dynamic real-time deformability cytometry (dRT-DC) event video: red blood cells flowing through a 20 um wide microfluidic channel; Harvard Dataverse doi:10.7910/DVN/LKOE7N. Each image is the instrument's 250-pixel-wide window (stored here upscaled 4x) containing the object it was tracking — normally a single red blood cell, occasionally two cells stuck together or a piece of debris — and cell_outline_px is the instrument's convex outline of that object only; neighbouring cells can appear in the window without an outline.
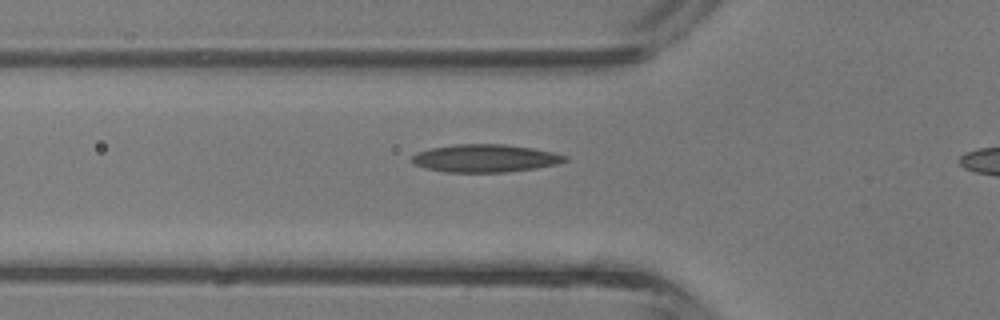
{"species": "common noctule bat (a hibernating species)", "species_latin": "Nyctalus noctula", "temperature_condition": "room temperature", "stored_images_in_passage": 28, "camera_frame_rate_fps": 3000, "um_per_image_px": 0.085, "animal": {"sex": "male", "body_mass_g": 13.3}, "frame": {"image": 1, "passage_image": 8, "time_ms": 2.333, "image_size_px": [1000, 320], "cell_outline_px": [[568, 160], [556, 164], [536, 168], [504, 172], [444, 172], [424, 168], [416, 164], [412, 160], [412, 156], [416, 152], [432, 148], [456, 144], [504, 144], [532, 148], [552, 152], [568, 156]], "centroid_in_image_um": [41.24, 13.45], "position_along_channel_um": 84.6, "area_um2": 24.68}}
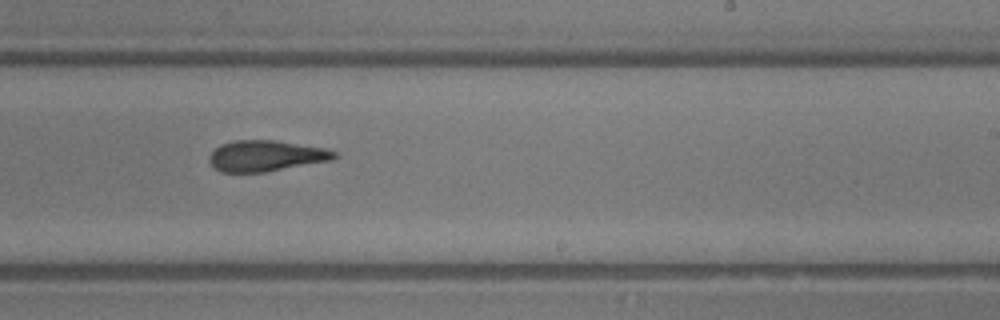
{"frame": {"image": 2, "passage_image": 19, "time_ms": 6.0, "image_size_px": [1000, 320], "cell_outline_px": [[340, 156], [332, 160], [264, 172], [220, 172], [212, 168], [208, 160], [208, 156], [220, 144], [236, 140], [276, 140], [324, 148], [336, 152]], "centroid_in_image_um": [22.58, 13.25], "position_along_channel_um": 266.4, "area_um2": 22.66}}
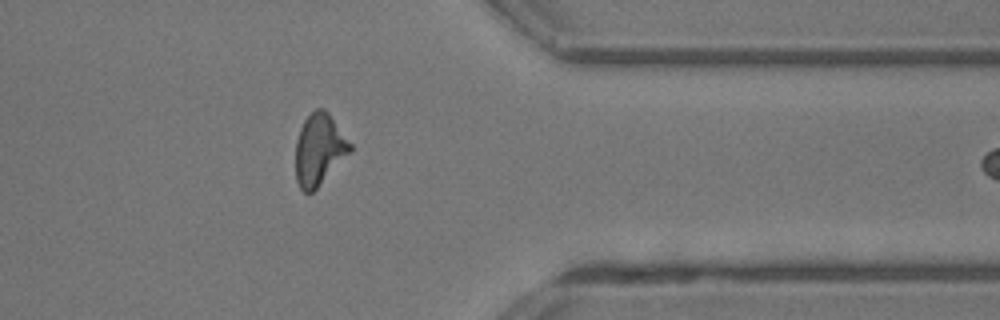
{"frame": {"image": 3, "passage_image": 27, "time_ms": 8.667, "image_size_px": [1000, 320], "cell_outline_px": [[352, 152], [312, 192], [304, 192], [300, 188], [296, 180], [296, 140], [300, 128], [304, 120], [316, 108], [324, 108], [328, 112], [352, 144]], "centroid_in_image_um": [27.14, 12.7], "position_along_channel_um": 384.3, "area_um2": 22.66}}